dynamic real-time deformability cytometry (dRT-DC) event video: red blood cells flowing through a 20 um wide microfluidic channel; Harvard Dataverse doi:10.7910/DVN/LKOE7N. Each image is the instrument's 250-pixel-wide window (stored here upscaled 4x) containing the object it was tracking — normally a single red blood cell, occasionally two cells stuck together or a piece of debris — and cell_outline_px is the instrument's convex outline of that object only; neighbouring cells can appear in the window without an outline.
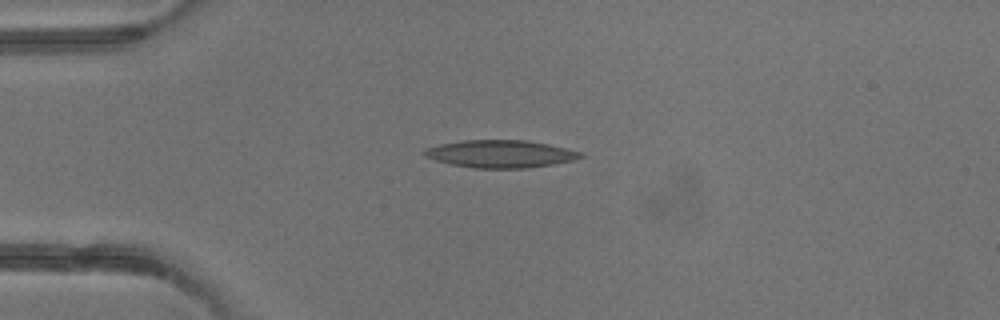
{"species": "common noctule bat (a hibernating species)", "species_latin": "Nyctalus noctula", "temperature_condition": "warm", "stored_images_in_passage": 3, "camera_frame_rate_fps": 3000, "um_per_image_px": 0.085, "animal": {"sex": "male", "body_mass_g": 13.3}, "frame": {"image": 1, "passage_image": 3, "time_ms": 2.667, "image_size_px": [1000, 320], "cell_outline_px": [[584, 156], [572, 160], [552, 164], [528, 168], [472, 168], [452, 164], [436, 160], [424, 156], [424, 148], [440, 144], [460, 140], [528, 140], [548, 144], [580, 152]], "centroid_in_image_um": [42.5, 13.07], "position_along_channel_um": 42.5, "area_um2": 24.91}}